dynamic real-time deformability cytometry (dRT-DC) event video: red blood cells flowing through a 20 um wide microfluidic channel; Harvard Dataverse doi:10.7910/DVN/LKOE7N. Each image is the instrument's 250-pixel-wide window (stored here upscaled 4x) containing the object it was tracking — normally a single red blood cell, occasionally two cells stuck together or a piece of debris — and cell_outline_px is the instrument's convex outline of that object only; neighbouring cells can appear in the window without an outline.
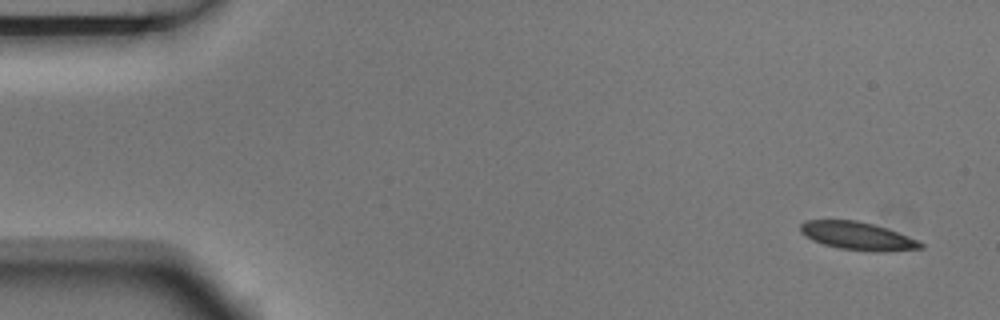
{"species": "Egyptian fruit bat (a non-hibernating species)", "species_latin": "Rousettus aegyptiacus", "temperature_condition": "room temperature", "stored_images_in_passage": 7, "camera_frame_rate_fps": 3000, "um_per_image_px": 0.085, "animal": {"sex": "male"}, "frame": {"image": 1, "passage_image": 1, "time_ms": 0.0, "image_size_px": [1000, 320], "cell_outline_px": [[924, 248], [884, 252], [872, 252], [840, 248], [824, 244], [812, 240], [804, 236], [800, 232], [800, 224], [804, 220], [856, 220], [888, 228], [916, 240], [924, 244]], "centroid_in_image_um": [72.87, 20.06], "position_along_channel_um": 12.1, "area_um2": 19.65}}
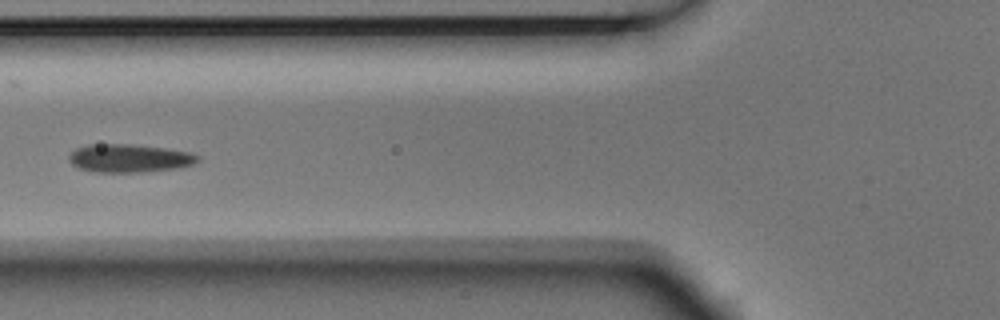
{"frame": {"image": 2, "passage_image": 6, "time_ms": 1.667, "image_size_px": [1000, 320], "cell_outline_px": [[200, 160], [192, 164], [172, 168], [140, 172], [92, 172], [76, 168], [68, 160], [68, 156], [76, 148], [88, 144], [132, 144], [164, 148], [188, 152], [200, 156]], "centroid_in_image_um": [10.91, 13.45], "position_along_channel_um": 114.9, "area_um2": 21.1}}
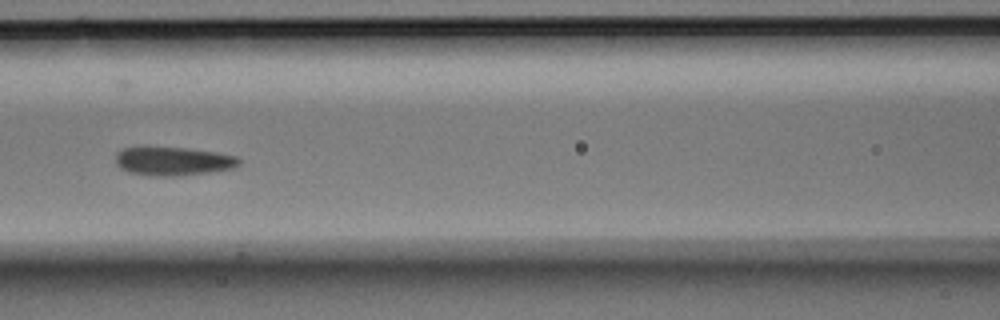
{"frame": {"image": 3, "passage_image": 7, "time_ms": 2.0, "image_size_px": [1000, 320], "cell_outline_px": [[240, 164], [236, 168], [212, 172], [180, 176], [156, 176], [132, 172], [120, 168], [116, 164], [116, 152], [124, 148], [144, 144], [188, 148], [216, 152], [236, 156], [240, 160]], "centroid_in_image_um": [14.7, 13.66], "position_along_channel_um": 151.9, "area_um2": 21.39}}